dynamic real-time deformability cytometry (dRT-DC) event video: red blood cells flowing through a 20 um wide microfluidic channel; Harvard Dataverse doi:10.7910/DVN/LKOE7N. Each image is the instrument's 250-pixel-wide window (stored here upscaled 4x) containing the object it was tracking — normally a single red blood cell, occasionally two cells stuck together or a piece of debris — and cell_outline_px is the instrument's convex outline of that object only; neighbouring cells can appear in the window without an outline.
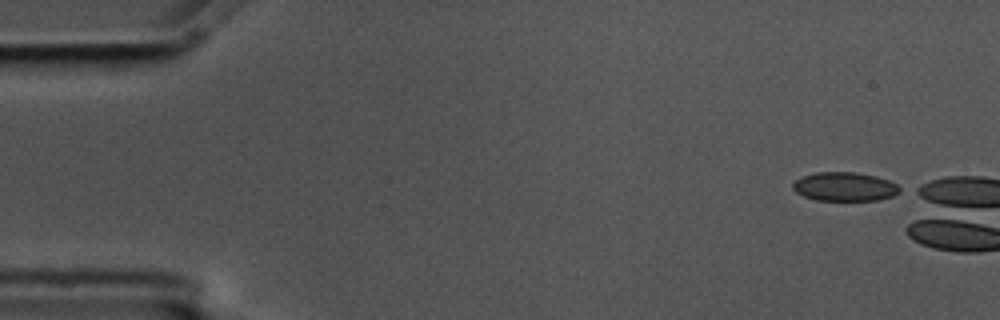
{"species": "common noctule bat (a hibernating species)", "species_latin": "Nyctalus noctula", "temperature_condition": "cold", "stored_images_in_passage": 4, "camera_frame_rate_fps": 3000, "um_per_image_px": 0.085, "animal": {"sex": "male", "body_mass_g": 17.5, "forearm_length_mm": 52.3}, "frame": {"image": 1, "passage_image": 1, "time_ms": 0.0, "image_size_px": [1000, 320], "cell_outline_px": [[904, 188], [900, 192], [892, 196], [880, 200], [816, 200], [804, 196], [796, 192], [792, 188], [792, 184], [800, 176], [816, 172], [856, 172], [876, 176], [888, 180]], "centroid_in_image_um": [71.81, 15.86], "position_along_channel_um": 13.2, "area_um2": 18.15}}